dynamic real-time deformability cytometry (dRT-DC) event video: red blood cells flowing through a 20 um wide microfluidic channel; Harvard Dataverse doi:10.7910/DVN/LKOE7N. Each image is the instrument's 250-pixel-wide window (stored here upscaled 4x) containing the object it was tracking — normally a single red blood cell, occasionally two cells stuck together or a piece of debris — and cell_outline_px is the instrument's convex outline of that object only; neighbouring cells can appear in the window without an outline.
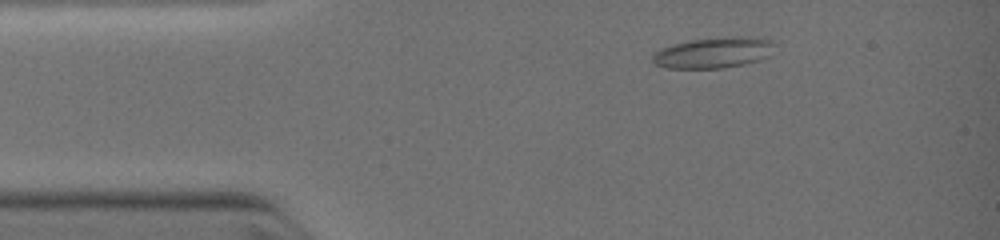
{"species": "common noctule bat (a hibernating species)", "species_latin": "Nyctalus noctula", "temperature_condition": "warm", "stored_images_in_passage": 41, "camera_frame_rate_fps": 3000, "um_per_image_px": 0.085, "animal": {"sex": "female", "body_mass_g": 19.0, "forearm_length_mm": 51.5}, "frame": {"image": 1, "passage_image": 3, "time_ms": 1.333, "image_size_px": [1000, 240], "cell_outline_px": [[776, 44], [768, 56], [744, 64], [724, 68], [664, 68], [652, 64], [652, 56], [660, 48], [672, 44], [692, 40], [740, 36], [752, 36], [772, 40]], "centroid_in_image_um": [60.63, 4.48], "position_along_channel_um": 24.4, "area_um2": 21.96}}
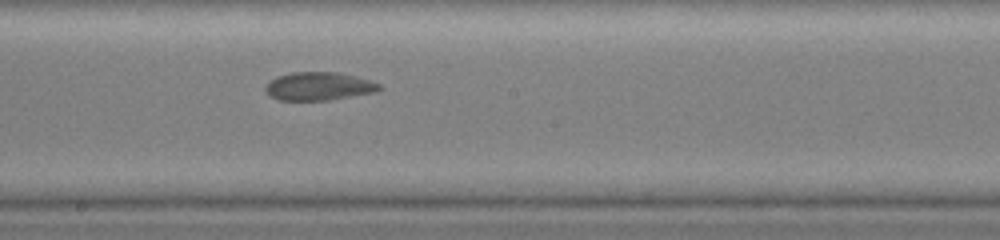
{"frame": {"image": 2, "passage_image": 20, "time_ms": 6.333, "image_size_px": [1000, 240], "cell_outline_px": [[380, 88], [376, 92], [328, 100], [280, 100], [268, 96], [264, 88], [276, 76], [292, 72], [340, 72], [372, 80], [380, 84]], "centroid_in_image_um": [27.1, 7.32], "position_along_channel_um": 221.1, "area_um2": 18.79}}
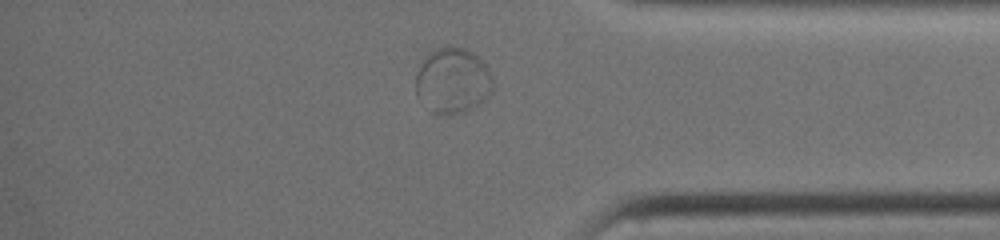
{"frame": {"image": 3, "passage_image": 35, "time_ms": 10.0, "image_size_px": [1000, 240], "cell_outline_px": [[492, 92], [484, 100], [464, 112], [432, 112], [416, 96], [416, 76], [424, 56], [432, 48], [448, 44], [464, 48], [472, 52], [492, 72]], "centroid_in_image_um": [38.46, 6.79], "position_along_channel_um": 396.7, "area_um2": 29.48}}